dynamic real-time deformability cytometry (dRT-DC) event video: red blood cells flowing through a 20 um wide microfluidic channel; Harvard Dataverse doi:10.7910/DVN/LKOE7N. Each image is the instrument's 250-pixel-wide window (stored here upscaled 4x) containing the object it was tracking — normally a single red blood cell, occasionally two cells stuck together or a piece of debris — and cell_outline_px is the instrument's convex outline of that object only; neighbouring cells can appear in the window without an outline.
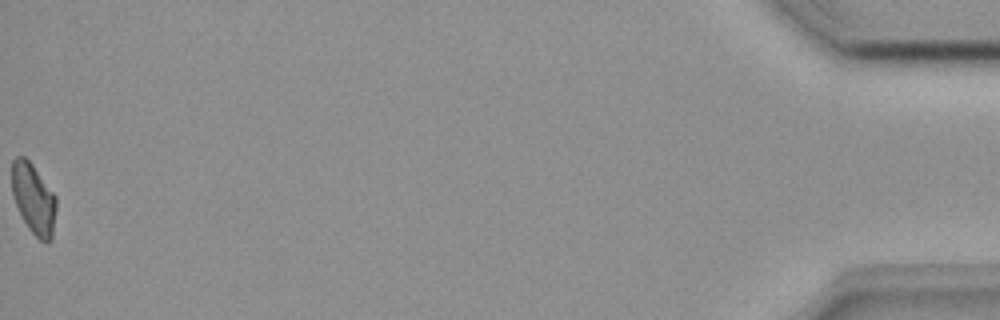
{"species": "common noctule bat (a hibernating species)", "species_latin": "Nyctalus noctula", "temperature_condition": "room temperature", "stored_images_in_passage": 47, "camera_frame_rate_fps": 3000, "um_per_image_px": 0.085, "animal": {"sex": "female", "body_mass_g": 18.4}, "frame": {"image": 1, "passage_image": 47, "time_ms": 15.333, "image_size_px": [1000, 320], "cell_outline_px": [[56, 208], [52, 236], [48, 244], [40, 240], [28, 228], [16, 204], [12, 192], [12, 160], [16, 156], [24, 156], [32, 164], [56, 196]], "centroid_in_image_um": [2.86, 16.89], "position_along_channel_um": 432.3, "area_um2": 18.03}}